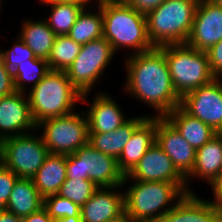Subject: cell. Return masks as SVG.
Returning a JSON list of instances; mask_svg holds the SVG:
<instances>
[{"mask_svg":"<svg viewBox=\"0 0 222 222\" xmlns=\"http://www.w3.org/2000/svg\"><path fill=\"white\" fill-rule=\"evenodd\" d=\"M124 91L153 108L151 117H165L180 106L164 52L159 47L125 57Z\"/></svg>","mask_w":222,"mask_h":222,"instance_id":"cell-1","label":"cell"},{"mask_svg":"<svg viewBox=\"0 0 222 222\" xmlns=\"http://www.w3.org/2000/svg\"><path fill=\"white\" fill-rule=\"evenodd\" d=\"M103 37L117 54L119 49L138 54L153 49L148 33L146 15L139 13L123 0H101Z\"/></svg>","mask_w":222,"mask_h":222,"instance_id":"cell-2","label":"cell"},{"mask_svg":"<svg viewBox=\"0 0 222 222\" xmlns=\"http://www.w3.org/2000/svg\"><path fill=\"white\" fill-rule=\"evenodd\" d=\"M125 215L131 222H156L186 194L175 184L165 181L131 180L125 175Z\"/></svg>","mask_w":222,"mask_h":222,"instance_id":"cell-3","label":"cell"},{"mask_svg":"<svg viewBox=\"0 0 222 222\" xmlns=\"http://www.w3.org/2000/svg\"><path fill=\"white\" fill-rule=\"evenodd\" d=\"M27 96L37 125L44 120L73 113L82 95L72 85L66 71L50 70L35 87L30 88Z\"/></svg>","mask_w":222,"mask_h":222,"instance_id":"cell-4","label":"cell"},{"mask_svg":"<svg viewBox=\"0 0 222 222\" xmlns=\"http://www.w3.org/2000/svg\"><path fill=\"white\" fill-rule=\"evenodd\" d=\"M199 0H165L146 15L153 47L185 44L190 36Z\"/></svg>","mask_w":222,"mask_h":222,"instance_id":"cell-5","label":"cell"},{"mask_svg":"<svg viewBox=\"0 0 222 222\" xmlns=\"http://www.w3.org/2000/svg\"><path fill=\"white\" fill-rule=\"evenodd\" d=\"M159 48L165 54L173 87L180 97L216 78L211 73L206 51L197 50L186 43Z\"/></svg>","mask_w":222,"mask_h":222,"instance_id":"cell-6","label":"cell"},{"mask_svg":"<svg viewBox=\"0 0 222 222\" xmlns=\"http://www.w3.org/2000/svg\"><path fill=\"white\" fill-rule=\"evenodd\" d=\"M114 56L116 55L111 44L104 37L81 46L78 56L66 70V74L82 95V103H90L87 100L88 95L102 78Z\"/></svg>","mask_w":222,"mask_h":222,"instance_id":"cell-7","label":"cell"},{"mask_svg":"<svg viewBox=\"0 0 222 222\" xmlns=\"http://www.w3.org/2000/svg\"><path fill=\"white\" fill-rule=\"evenodd\" d=\"M66 171V179H87L98 188L122 186L125 178L116 158L99 152L89 144L67 155Z\"/></svg>","mask_w":222,"mask_h":222,"instance_id":"cell-8","label":"cell"},{"mask_svg":"<svg viewBox=\"0 0 222 222\" xmlns=\"http://www.w3.org/2000/svg\"><path fill=\"white\" fill-rule=\"evenodd\" d=\"M49 153L69 155L88 144V119L84 110L81 113L55 117L36 125Z\"/></svg>","mask_w":222,"mask_h":222,"instance_id":"cell-9","label":"cell"},{"mask_svg":"<svg viewBox=\"0 0 222 222\" xmlns=\"http://www.w3.org/2000/svg\"><path fill=\"white\" fill-rule=\"evenodd\" d=\"M34 133L0 141V162L19 178L32 179L49 154L41 135Z\"/></svg>","mask_w":222,"mask_h":222,"instance_id":"cell-10","label":"cell"},{"mask_svg":"<svg viewBox=\"0 0 222 222\" xmlns=\"http://www.w3.org/2000/svg\"><path fill=\"white\" fill-rule=\"evenodd\" d=\"M180 107L219 133L222 130V78H214L210 83L184 94Z\"/></svg>","mask_w":222,"mask_h":222,"instance_id":"cell-11","label":"cell"},{"mask_svg":"<svg viewBox=\"0 0 222 222\" xmlns=\"http://www.w3.org/2000/svg\"><path fill=\"white\" fill-rule=\"evenodd\" d=\"M126 176L130 180L175 183L185 194L189 193L186 178L177 170L173 161L156 142Z\"/></svg>","mask_w":222,"mask_h":222,"instance_id":"cell-12","label":"cell"},{"mask_svg":"<svg viewBox=\"0 0 222 222\" xmlns=\"http://www.w3.org/2000/svg\"><path fill=\"white\" fill-rule=\"evenodd\" d=\"M222 40V6L211 0H199L193 26L186 44L200 51H207Z\"/></svg>","mask_w":222,"mask_h":222,"instance_id":"cell-13","label":"cell"},{"mask_svg":"<svg viewBox=\"0 0 222 222\" xmlns=\"http://www.w3.org/2000/svg\"><path fill=\"white\" fill-rule=\"evenodd\" d=\"M30 130V131H29ZM36 131L27 93L15 91L0 97V141Z\"/></svg>","mask_w":222,"mask_h":222,"instance_id":"cell-14","label":"cell"},{"mask_svg":"<svg viewBox=\"0 0 222 222\" xmlns=\"http://www.w3.org/2000/svg\"><path fill=\"white\" fill-rule=\"evenodd\" d=\"M156 143L186 178L193 169L196 150L165 117H156Z\"/></svg>","mask_w":222,"mask_h":222,"instance_id":"cell-15","label":"cell"},{"mask_svg":"<svg viewBox=\"0 0 222 222\" xmlns=\"http://www.w3.org/2000/svg\"><path fill=\"white\" fill-rule=\"evenodd\" d=\"M120 188L124 187L98 188L81 206L82 222H110L122 217L125 214L124 190L120 191Z\"/></svg>","mask_w":222,"mask_h":222,"instance_id":"cell-16","label":"cell"},{"mask_svg":"<svg viewBox=\"0 0 222 222\" xmlns=\"http://www.w3.org/2000/svg\"><path fill=\"white\" fill-rule=\"evenodd\" d=\"M156 222H222V207L188 193Z\"/></svg>","mask_w":222,"mask_h":222,"instance_id":"cell-17","label":"cell"},{"mask_svg":"<svg viewBox=\"0 0 222 222\" xmlns=\"http://www.w3.org/2000/svg\"><path fill=\"white\" fill-rule=\"evenodd\" d=\"M122 107L106 92H97L85 110L89 133H109L130 119L122 112Z\"/></svg>","mask_w":222,"mask_h":222,"instance_id":"cell-18","label":"cell"},{"mask_svg":"<svg viewBox=\"0 0 222 222\" xmlns=\"http://www.w3.org/2000/svg\"><path fill=\"white\" fill-rule=\"evenodd\" d=\"M156 142V117H147L132 133L118 160L120 170L127 175Z\"/></svg>","mask_w":222,"mask_h":222,"instance_id":"cell-19","label":"cell"},{"mask_svg":"<svg viewBox=\"0 0 222 222\" xmlns=\"http://www.w3.org/2000/svg\"><path fill=\"white\" fill-rule=\"evenodd\" d=\"M222 170V137L217 134L201 148L196 150L195 163L191 173L186 177L189 193L194 191L189 187L193 178L206 181L209 185ZM190 181V182H189Z\"/></svg>","mask_w":222,"mask_h":222,"instance_id":"cell-20","label":"cell"},{"mask_svg":"<svg viewBox=\"0 0 222 222\" xmlns=\"http://www.w3.org/2000/svg\"><path fill=\"white\" fill-rule=\"evenodd\" d=\"M147 117H150V113L146 116L141 114L130 117L127 122L109 133H89L88 144L99 152L118 159L134 130Z\"/></svg>","mask_w":222,"mask_h":222,"instance_id":"cell-21","label":"cell"},{"mask_svg":"<svg viewBox=\"0 0 222 222\" xmlns=\"http://www.w3.org/2000/svg\"><path fill=\"white\" fill-rule=\"evenodd\" d=\"M165 118L195 150L218 134L211 126L192 117L180 106L168 113Z\"/></svg>","mask_w":222,"mask_h":222,"instance_id":"cell-22","label":"cell"},{"mask_svg":"<svg viewBox=\"0 0 222 222\" xmlns=\"http://www.w3.org/2000/svg\"><path fill=\"white\" fill-rule=\"evenodd\" d=\"M66 162L67 155L49 153L32 178L35 187L43 198L58 193L60 186L66 180Z\"/></svg>","mask_w":222,"mask_h":222,"instance_id":"cell-23","label":"cell"},{"mask_svg":"<svg viewBox=\"0 0 222 222\" xmlns=\"http://www.w3.org/2000/svg\"><path fill=\"white\" fill-rule=\"evenodd\" d=\"M44 206V198L40 195L32 179L19 178L10 193L6 211L24 218L40 211Z\"/></svg>","mask_w":222,"mask_h":222,"instance_id":"cell-24","label":"cell"},{"mask_svg":"<svg viewBox=\"0 0 222 222\" xmlns=\"http://www.w3.org/2000/svg\"><path fill=\"white\" fill-rule=\"evenodd\" d=\"M21 26L18 37L36 57L47 60L57 35L49 28L44 19L35 21L27 19Z\"/></svg>","mask_w":222,"mask_h":222,"instance_id":"cell-25","label":"cell"},{"mask_svg":"<svg viewBox=\"0 0 222 222\" xmlns=\"http://www.w3.org/2000/svg\"><path fill=\"white\" fill-rule=\"evenodd\" d=\"M96 3L97 10L93 12L89 11V7H85L67 34L76 43L84 45L92 40L103 37L101 0H97Z\"/></svg>","mask_w":222,"mask_h":222,"instance_id":"cell-26","label":"cell"},{"mask_svg":"<svg viewBox=\"0 0 222 222\" xmlns=\"http://www.w3.org/2000/svg\"><path fill=\"white\" fill-rule=\"evenodd\" d=\"M51 12L44 19L49 28L57 35H67L81 11L86 7L79 3H51Z\"/></svg>","mask_w":222,"mask_h":222,"instance_id":"cell-27","label":"cell"},{"mask_svg":"<svg viewBox=\"0 0 222 222\" xmlns=\"http://www.w3.org/2000/svg\"><path fill=\"white\" fill-rule=\"evenodd\" d=\"M81 46L68 35L56 36L47 59L49 69L66 71L78 56Z\"/></svg>","mask_w":222,"mask_h":222,"instance_id":"cell-28","label":"cell"},{"mask_svg":"<svg viewBox=\"0 0 222 222\" xmlns=\"http://www.w3.org/2000/svg\"><path fill=\"white\" fill-rule=\"evenodd\" d=\"M49 71L48 62L43 58L35 57L30 62L19 64L12 71L15 90L27 93L29 83H32L31 88L35 87Z\"/></svg>","mask_w":222,"mask_h":222,"instance_id":"cell-29","label":"cell"},{"mask_svg":"<svg viewBox=\"0 0 222 222\" xmlns=\"http://www.w3.org/2000/svg\"><path fill=\"white\" fill-rule=\"evenodd\" d=\"M98 187L90 180L74 178L66 179L57 193L78 206L84 205L94 194Z\"/></svg>","mask_w":222,"mask_h":222,"instance_id":"cell-30","label":"cell"},{"mask_svg":"<svg viewBox=\"0 0 222 222\" xmlns=\"http://www.w3.org/2000/svg\"><path fill=\"white\" fill-rule=\"evenodd\" d=\"M0 48V58L4 65L13 71L19 64H24L30 62L36 56L33 51L18 37L13 46L8 50H3Z\"/></svg>","mask_w":222,"mask_h":222,"instance_id":"cell-31","label":"cell"},{"mask_svg":"<svg viewBox=\"0 0 222 222\" xmlns=\"http://www.w3.org/2000/svg\"><path fill=\"white\" fill-rule=\"evenodd\" d=\"M43 208L51 218L81 216V207L57 194L44 198Z\"/></svg>","mask_w":222,"mask_h":222,"instance_id":"cell-32","label":"cell"},{"mask_svg":"<svg viewBox=\"0 0 222 222\" xmlns=\"http://www.w3.org/2000/svg\"><path fill=\"white\" fill-rule=\"evenodd\" d=\"M18 179L17 175L0 162V212L6 211L10 193Z\"/></svg>","mask_w":222,"mask_h":222,"instance_id":"cell-33","label":"cell"},{"mask_svg":"<svg viewBox=\"0 0 222 222\" xmlns=\"http://www.w3.org/2000/svg\"><path fill=\"white\" fill-rule=\"evenodd\" d=\"M211 73L216 78H222V40L206 51Z\"/></svg>","mask_w":222,"mask_h":222,"instance_id":"cell-34","label":"cell"},{"mask_svg":"<svg viewBox=\"0 0 222 222\" xmlns=\"http://www.w3.org/2000/svg\"><path fill=\"white\" fill-rule=\"evenodd\" d=\"M13 73L0 58V97H6L15 92Z\"/></svg>","mask_w":222,"mask_h":222,"instance_id":"cell-35","label":"cell"},{"mask_svg":"<svg viewBox=\"0 0 222 222\" xmlns=\"http://www.w3.org/2000/svg\"><path fill=\"white\" fill-rule=\"evenodd\" d=\"M141 14L147 15L161 5L165 0H123Z\"/></svg>","mask_w":222,"mask_h":222,"instance_id":"cell-36","label":"cell"},{"mask_svg":"<svg viewBox=\"0 0 222 222\" xmlns=\"http://www.w3.org/2000/svg\"><path fill=\"white\" fill-rule=\"evenodd\" d=\"M211 190L213 191L214 200H210L214 205L222 207V170L217 174V176L209 184Z\"/></svg>","mask_w":222,"mask_h":222,"instance_id":"cell-37","label":"cell"},{"mask_svg":"<svg viewBox=\"0 0 222 222\" xmlns=\"http://www.w3.org/2000/svg\"><path fill=\"white\" fill-rule=\"evenodd\" d=\"M22 222H52V218L48 215L47 211L42 208L40 211L22 218Z\"/></svg>","mask_w":222,"mask_h":222,"instance_id":"cell-38","label":"cell"},{"mask_svg":"<svg viewBox=\"0 0 222 222\" xmlns=\"http://www.w3.org/2000/svg\"><path fill=\"white\" fill-rule=\"evenodd\" d=\"M94 0H40L42 4H51V3H79L84 6H90L89 3L93 2ZM97 1V0H95Z\"/></svg>","mask_w":222,"mask_h":222,"instance_id":"cell-39","label":"cell"},{"mask_svg":"<svg viewBox=\"0 0 222 222\" xmlns=\"http://www.w3.org/2000/svg\"><path fill=\"white\" fill-rule=\"evenodd\" d=\"M0 222H22V218L8 211L0 212Z\"/></svg>","mask_w":222,"mask_h":222,"instance_id":"cell-40","label":"cell"},{"mask_svg":"<svg viewBox=\"0 0 222 222\" xmlns=\"http://www.w3.org/2000/svg\"><path fill=\"white\" fill-rule=\"evenodd\" d=\"M52 222H82L81 216L52 218Z\"/></svg>","mask_w":222,"mask_h":222,"instance_id":"cell-41","label":"cell"},{"mask_svg":"<svg viewBox=\"0 0 222 222\" xmlns=\"http://www.w3.org/2000/svg\"><path fill=\"white\" fill-rule=\"evenodd\" d=\"M110 222H131V221L124 214L122 217H120V218H118L116 220L110 221Z\"/></svg>","mask_w":222,"mask_h":222,"instance_id":"cell-42","label":"cell"},{"mask_svg":"<svg viewBox=\"0 0 222 222\" xmlns=\"http://www.w3.org/2000/svg\"><path fill=\"white\" fill-rule=\"evenodd\" d=\"M214 4L222 6V0H211Z\"/></svg>","mask_w":222,"mask_h":222,"instance_id":"cell-43","label":"cell"},{"mask_svg":"<svg viewBox=\"0 0 222 222\" xmlns=\"http://www.w3.org/2000/svg\"><path fill=\"white\" fill-rule=\"evenodd\" d=\"M218 134L222 137V130Z\"/></svg>","mask_w":222,"mask_h":222,"instance_id":"cell-44","label":"cell"}]
</instances>
